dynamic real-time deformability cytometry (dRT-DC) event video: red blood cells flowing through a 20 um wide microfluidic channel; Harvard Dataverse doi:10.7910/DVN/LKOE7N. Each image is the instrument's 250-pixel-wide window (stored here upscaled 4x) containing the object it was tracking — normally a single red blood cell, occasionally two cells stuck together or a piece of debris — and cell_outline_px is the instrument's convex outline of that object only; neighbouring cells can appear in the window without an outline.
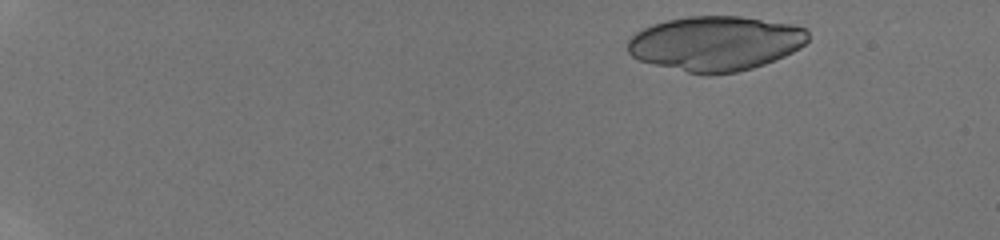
{"species": "human", "species_latin": "Homo sapiens", "temperature_condition": "room temperature", "stored_images_in_passage": 12, "camera_frame_rate_fps": 3000, "um_per_image_px": 0.085, "donor": {"sex": "male"}, "frame": {"image": 1, "passage_image": 2, "time_ms": 0.333, "image_size_px": [1000, 240], "cell_outline_px": [[808, 40], [800, 48], [784, 56], [764, 64], [752, 68], [736, 72], [708, 76], [688, 72], [652, 64], [640, 60], [632, 56], [628, 52], [628, 40], [636, 32], [652, 24], [668, 20], [688, 16], [740, 16], [792, 24], [808, 28]], "centroid_in_image_um": [60.83, 3.69], "position_along_channel_um": 24.2, "area_um2": 57.68}}